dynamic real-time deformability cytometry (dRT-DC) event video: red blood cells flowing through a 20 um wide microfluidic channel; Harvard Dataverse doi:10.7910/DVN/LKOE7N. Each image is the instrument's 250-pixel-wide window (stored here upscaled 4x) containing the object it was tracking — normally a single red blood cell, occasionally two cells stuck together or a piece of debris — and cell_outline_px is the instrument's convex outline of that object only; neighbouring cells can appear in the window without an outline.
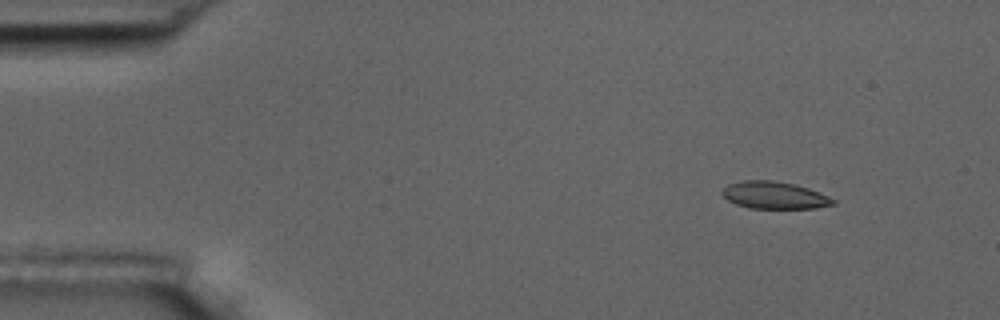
{"species": "common noctule bat (a hibernating species)", "species_latin": "Nyctalus noctula", "temperature_condition": "room temperature", "stored_images_in_passage": 5, "camera_frame_rate_fps": 3000, "um_per_image_px": 0.085, "animal": {"sex": "male", "body_mass_g": 17.5, "forearm_length_mm": 52.3}, "frame": {"image": 1, "passage_image": 1, "time_ms": 0.0, "image_size_px": [1000, 320], "cell_outline_px": [[836, 204], [816, 208], [748, 208], [736, 204], [728, 200], [720, 192], [728, 184], [740, 180], [772, 180], [792, 184], [808, 188], [828, 196], [836, 200]], "centroid_in_image_um": [65.81, 16.59], "position_along_channel_um": 19.2, "area_um2": 17.57}}